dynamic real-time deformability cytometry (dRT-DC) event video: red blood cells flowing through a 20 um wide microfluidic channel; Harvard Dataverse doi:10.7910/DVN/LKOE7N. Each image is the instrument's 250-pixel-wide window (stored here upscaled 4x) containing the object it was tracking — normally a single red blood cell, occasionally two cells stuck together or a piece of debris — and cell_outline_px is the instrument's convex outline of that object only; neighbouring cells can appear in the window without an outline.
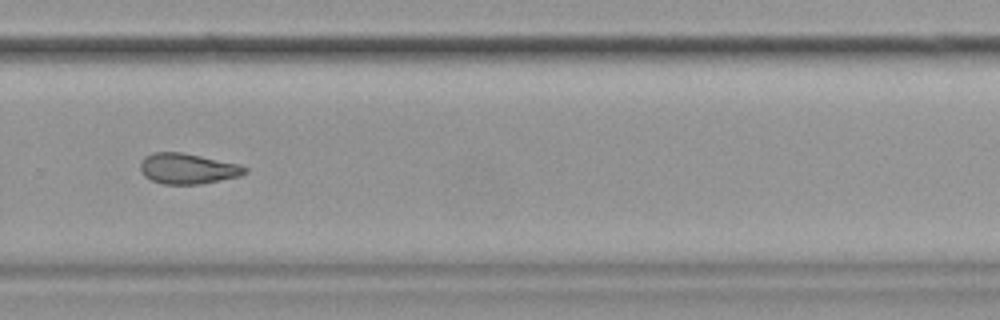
{"species": "common noctule bat (a hibernating species)", "species_latin": "Nyctalus noctula", "temperature_condition": "cold", "stored_images_in_passage": 38, "camera_frame_rate_fps": 3000, "um_per_image_px": 0.085, "animal": {"sex": "female", "body_mass_g": 19.9}, "frame": {"image": 1, "passage_image": 22, "time_ms": 7.0, "image_size_px": [1000, 320], "cell_outline_px": [[248, 172], [240, 176], [200, 184], [164, 184], [152, 180], [144, 176], [140, 168], [140, 160], [144, 156], [156, 152], [180, 152], [200, 156], [236, 164], [248, 168]], "centroid_in_image_um": [15.92, 14.34], "position_along_channel_um": 313.9, "area_um2": 18.44}}